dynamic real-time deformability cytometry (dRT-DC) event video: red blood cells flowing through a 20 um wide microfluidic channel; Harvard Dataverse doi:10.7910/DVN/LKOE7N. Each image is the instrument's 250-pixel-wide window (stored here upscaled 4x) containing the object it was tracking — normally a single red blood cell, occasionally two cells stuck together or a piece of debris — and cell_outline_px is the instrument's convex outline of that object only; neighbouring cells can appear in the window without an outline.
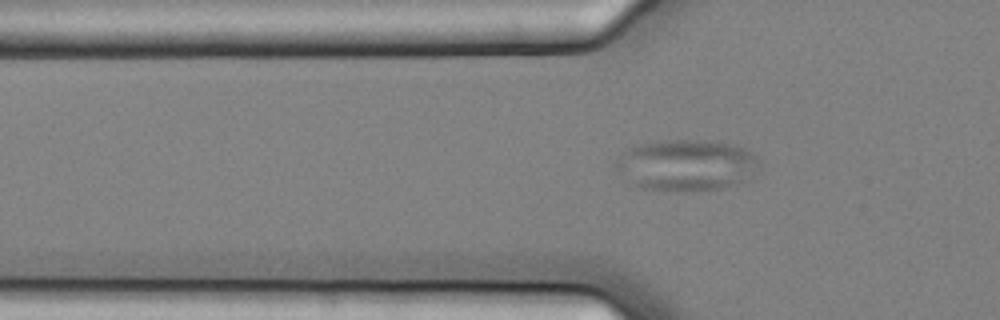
{"species": "common noctule bat (a hibernating species)", "species_latin": "Nyctalus noctula", "temperature_condition": "cold", "stored_images_in_passage": 7, "segment_of_instrument_passage": [2, 2], "camera_frame_rate_fps": 3000, "um_per_image_px": 0.085, "animal": {"sex": "female", "body_mass_g": 25.1}, "frame": {"image": 1, "passage_image": 7, "time_ms": 2.0, "image_size_px": [1000, 320], "cell_outline_px": [[760, 172], [752, 176], [720, 188], [684, 192], [676, 192], [640, 188], [632, 184], [612, 164], [612, 160], [620, 152], [628, 148], [640, 144], [656, 140], [700, 140], [728, 144], [744, 148], [756, 156], [760, 160]], "centroid_in_image_um": [58.28, 14.03], "position_along_channel_um": 67.5, "area_um2": 43.35}}